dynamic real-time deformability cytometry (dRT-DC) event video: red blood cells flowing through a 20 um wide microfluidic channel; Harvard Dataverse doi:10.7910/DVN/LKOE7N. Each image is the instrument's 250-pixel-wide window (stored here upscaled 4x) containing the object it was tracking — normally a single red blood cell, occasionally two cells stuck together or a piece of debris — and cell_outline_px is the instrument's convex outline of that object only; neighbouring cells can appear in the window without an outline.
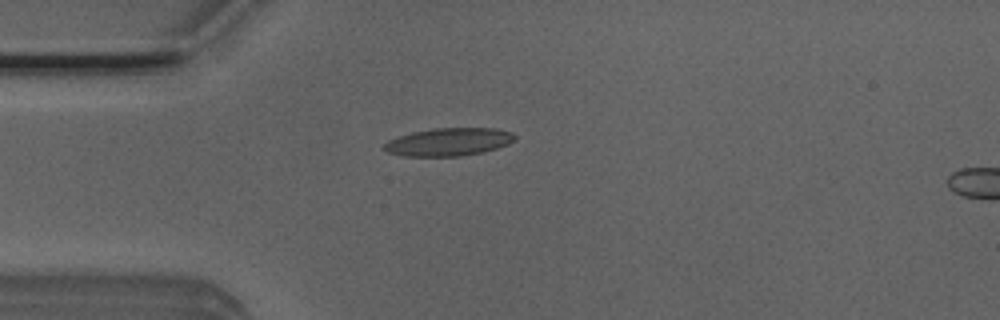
{"species": "Egyptian fruit bat (a non-hibernating species)", "species_latin": "Rousettus aegyptiacus", "temperature_condition": "room temperature", "stored_images_in_passage": 40, "camera_frame_rate_fps": 3000, "um_per_image_px": 0.085, "animal": {"sex": "male"}, "frame": {"image": 1, "passage_image": 2, "time_ms": 0.333, "image_size_px": [1000, 320], "cell_outline_px": [[516, 140], [508, 144], [484, 152], [460, 156], [404, 156], [388, 152], [380, 148], [388, 140], [412, 132], [436, 128], [496, 128], [512, 132], [516, 136]], "centroid_in_image_um": [38.15, 12.06], "position_along_channel_um": 46.9, "area_um2": 21.33}}
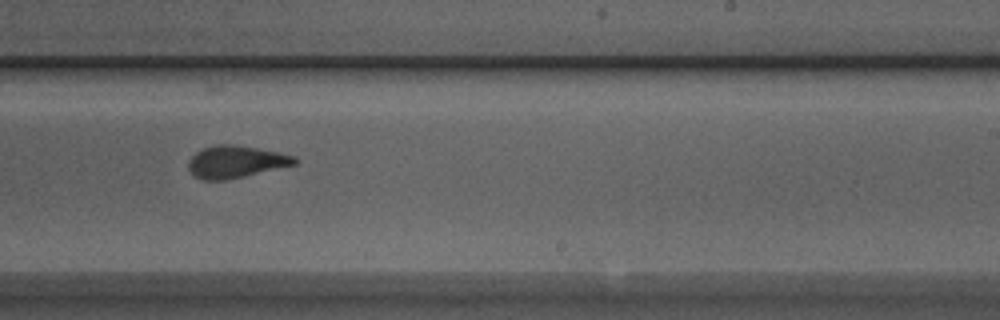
{"frame": {"image": 2, "passage_image": 20, "time_ms": 6.333, "image_size_px": [1000, 320], "cell_outline_px": [[296, 164], [244, 176], [224, 180], [204, 180], [192, 176], [188, 168], [188, 160], [196, 152], [204, 148], [216, 144], [232, 144], [280, 152], [296, 156]], "centroid_in_image_um": [20.01, 13.75], "position_along_channel_um": 269.0, "area_um2": 19.88}}
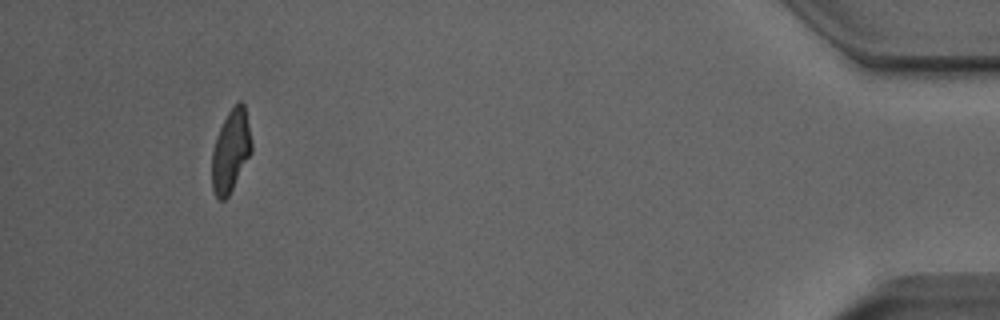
{"frame": {"image": 3, "passage_image": 37, "time_ms": 12.0, "image_size_px": [1000, 320], "cell_outline_px": [[252, 152], [228, 196], [224, 200], [216, 200], [212, 188], [212, 148], [216, 136], [228, 112], [240, 100], [244, 104], [252, 140]], "centroid_in_image_um": [19.61, 12.85], "position_along_channel_um": 415.6, "area_um2": 19.02}, "authors_computed_cell_mechanics": {"area_um2": 19.9121, "velocity_mm_per_s": 3.9121, "shape_relaxation_time_tau1_ms": 5.4021, "shape_relaxation_time_tau2_ms": 1.7499, "deformation_change_tau1": 0.1967, "deformation_change_tau2": 0.1011}}